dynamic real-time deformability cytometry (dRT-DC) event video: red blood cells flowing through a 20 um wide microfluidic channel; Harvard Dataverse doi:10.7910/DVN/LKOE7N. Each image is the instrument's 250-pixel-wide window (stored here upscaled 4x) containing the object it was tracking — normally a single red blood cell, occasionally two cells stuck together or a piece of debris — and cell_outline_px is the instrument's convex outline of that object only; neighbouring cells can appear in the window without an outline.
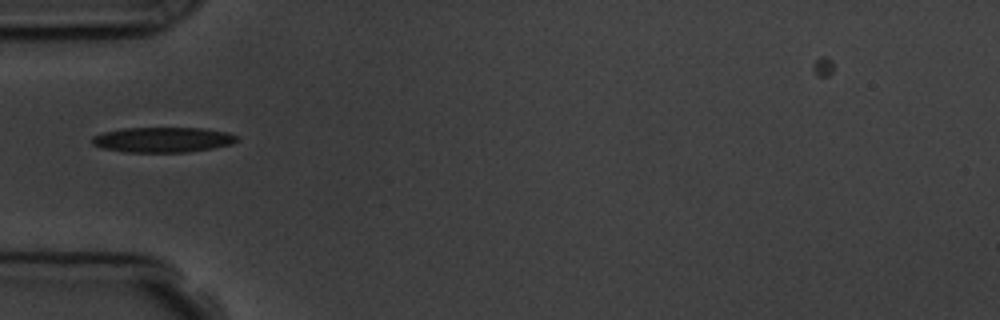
{"species": "common noctule bat (a hibernating species)", "species_latin": "Nyctalus noctula", "temperature_condition": "room temperature", "stored_images_in_passage": 4, "camera_frame_rate_fps": 3000, "um_per_image_px": 0.085, "animal": {"sex": "male", "body_mass_g": 19.5, "forearm_length_mm": 54.6}, "frame": {"image": 1, "passage_image": 4, "time_ms": 4.333, "image_size_px": [1000, 320], "cell_outline_px": [[240, 140], [232, 144], [212, 148], [188, 152], [124, 152], [100, 148], [92, 144], [92, 136], [104, 132], [124, 128], [204, 128], [228, 132], [236, 136]], "centroid_in_image_um": [13.83, 11.88], "position_along_channel_um": 71.2, "area_um2": 21.39}}